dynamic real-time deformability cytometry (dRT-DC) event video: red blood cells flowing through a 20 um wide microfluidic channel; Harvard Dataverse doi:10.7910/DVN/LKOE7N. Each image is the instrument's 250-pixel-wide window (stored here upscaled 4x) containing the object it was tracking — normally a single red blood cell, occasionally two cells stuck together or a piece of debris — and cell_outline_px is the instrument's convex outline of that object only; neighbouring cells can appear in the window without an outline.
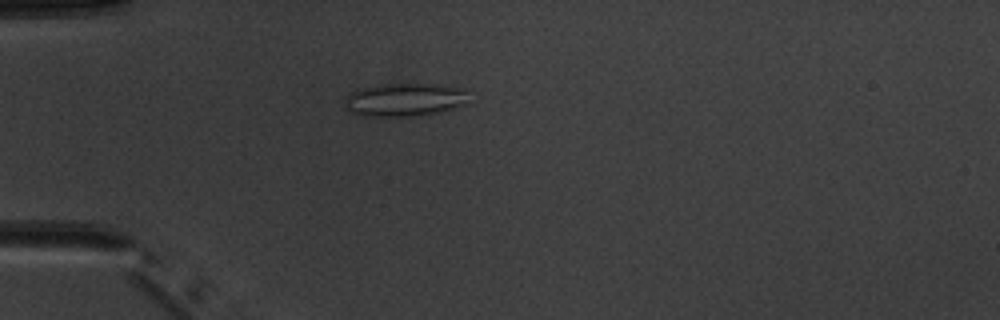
{"species": "common noctule bat (a hibernating species)", "species_latin": "Nyctalus noctula", "temperature_condition": "warm", "stored_images_in_passage": 5, "camera_frame_rate_fps": 3000, "um_per_image_px": 0.085, "animal": {"sex": "male", "body_mass_g": 20.1, "forearm_length_mm": 53.5}, "frame": {"image": 1, "passage_image": 4, "time_ms": 4.667, "image_size_px": [1000, 320], "cell_outline_px": [[468, 88], [464, 104], [440, 112], [420, 116], [360, 116], [344, 108], [344, 96], [352, 92], [364, 88], [384, 84], [436, 84]], "centroid_in_image_um": [34.38, 8.48], "position_along_channel_um": 50.6, "area_um2": 24.1}}